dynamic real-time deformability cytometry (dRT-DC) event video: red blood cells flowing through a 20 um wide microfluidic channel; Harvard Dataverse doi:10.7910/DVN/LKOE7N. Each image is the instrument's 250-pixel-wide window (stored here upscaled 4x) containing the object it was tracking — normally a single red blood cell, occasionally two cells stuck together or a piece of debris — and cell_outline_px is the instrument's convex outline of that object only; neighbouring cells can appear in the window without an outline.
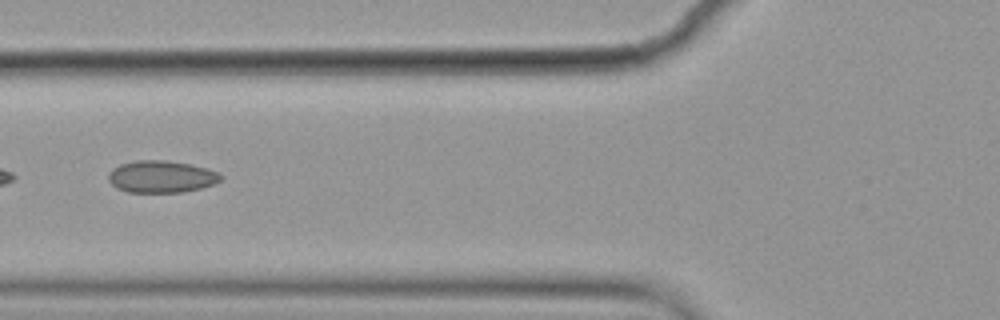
{"species": "common noctule bat (a hibernating species)", "species_latin": "Nyctalus noctula", "temperature_condition": "cold", "stored_images_in_passage": 9, "camera_frame_rate_fps": 3000, "um_per_image_px": 0.085, "animal": {"sex": "female", "body_mass_g": 19.9}, "frame": {"image": 1, "passage_image": 2, "time_ms": 0.333, "image_size_px": [1000, 320], "cell_outline_px": [[224, 176], [220, 180], [212, 184], [200, 188], [184, 192], [128, 192], [112, 184], [108, 180], [108, 172], [112, 168], [120, 164], [136, 160], [164, 160], [188, 164], [204, 168], [216, 172]], "centroid_in_image_um": [13.67, 15.01], "position_along_channel_um": 112.1, "area_um2": 20.75}}
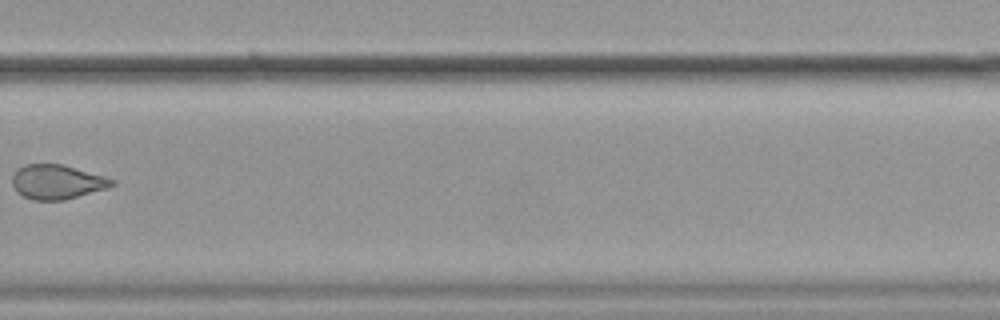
{"frame": {"image": 2, "passage_image": 7, "time_ms": 2.0, "image_size_px": [1000, 320], "cell_outline_px": [[116, 184], [108, 188], [64, 200], [32, 200], [16, 192], [12, 184], [12, 176], [20, 168], [28, 164], [64, 164], [104, 176], [116, 180]], "centroid_in_image_um": [4.87, 15.47], "position_along_channel_um": 324.9, "area_um2": 20.0}}
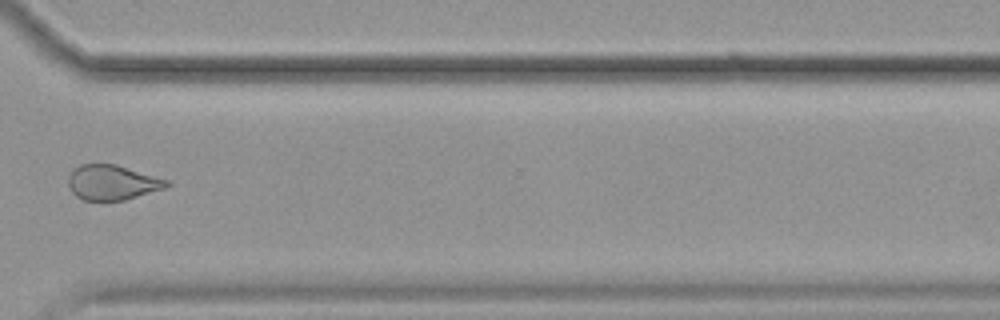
{"frame": {"image": 3, "passage_image": 8, "time_ms": 2.333, "image_size_px": [1000, 320], "cell_outline_px": [[172, 184], [164, 188], [124, 200], [84, 200], [76, 196], [72, 192], [68, 184], [68, 176], [72, 168], [80, 164], [116, 164], [168, 180]], "centroid_in_image_um": [9.51, 15.5], "position_along_channel_um": 361.1, "area_um2": 20.0}}